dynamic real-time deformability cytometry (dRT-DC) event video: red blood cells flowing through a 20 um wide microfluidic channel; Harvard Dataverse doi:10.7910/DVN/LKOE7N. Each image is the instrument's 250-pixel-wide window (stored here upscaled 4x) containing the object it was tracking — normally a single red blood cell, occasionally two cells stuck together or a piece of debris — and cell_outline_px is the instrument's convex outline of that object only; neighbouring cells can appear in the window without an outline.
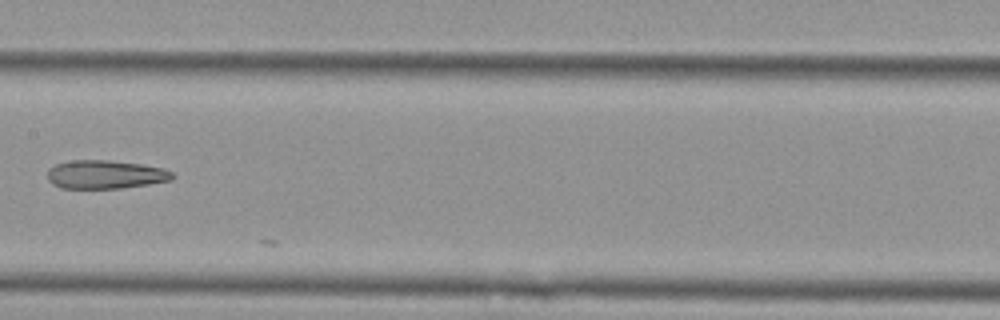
{"species": "Egyptian fruit bat (a non-hibernating species)", "species_latin": "Rousettus aegyptiacus", "temperature_condition": "cold", "stored_images_in_passage": 9, "camera_frame_rate_fps": 3000, "um_per_image_px": 0.085, "animal": {"sex": "female"}, "frame": {"image": 1, "passage_image": 7, "time_ms": 2.0, "image_size_px": [1000, 320], "cell_outline_px": [[176, 176], [172, 180], [148, 184], [120, 188], [60, 188], [52, 184], [48, 180], [48, 168], [56, 164], [72, 160], [108, 160], [140, 164], [164, 168], [172, 172]], "centroid_in_image_um": [8.95, 14.83], "position_along_channel_um": 198.4, "area_um2": 20.81}}
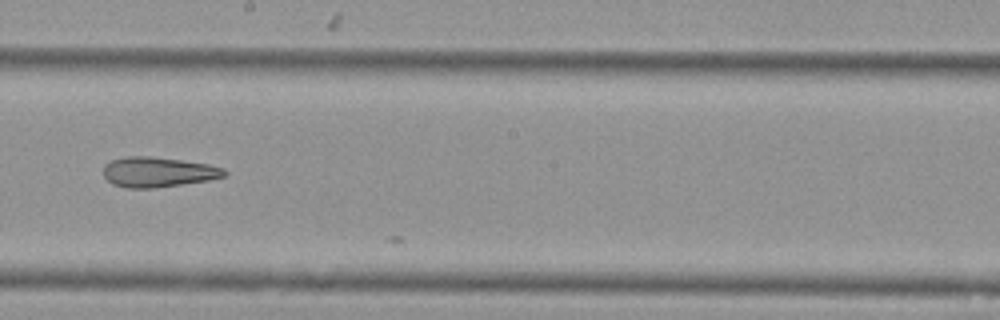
{"frame": {"image": 2, "passage_image": 8, "time_ms": 2.333, "image_size_px": [1000, 320], "cell_outline_px": [[228, 172], [224, 176], [208, 180], [152, 188], [124, 188], [112, 184], [104, 176], [104, 164], [112, 160], [128, 156], [152, 156], [208, 164], [224, 168]], "centroid_in_image_um": [13.41, 14.62], "position_along_channel_um": 234.8, "area_um2": 21.1}}